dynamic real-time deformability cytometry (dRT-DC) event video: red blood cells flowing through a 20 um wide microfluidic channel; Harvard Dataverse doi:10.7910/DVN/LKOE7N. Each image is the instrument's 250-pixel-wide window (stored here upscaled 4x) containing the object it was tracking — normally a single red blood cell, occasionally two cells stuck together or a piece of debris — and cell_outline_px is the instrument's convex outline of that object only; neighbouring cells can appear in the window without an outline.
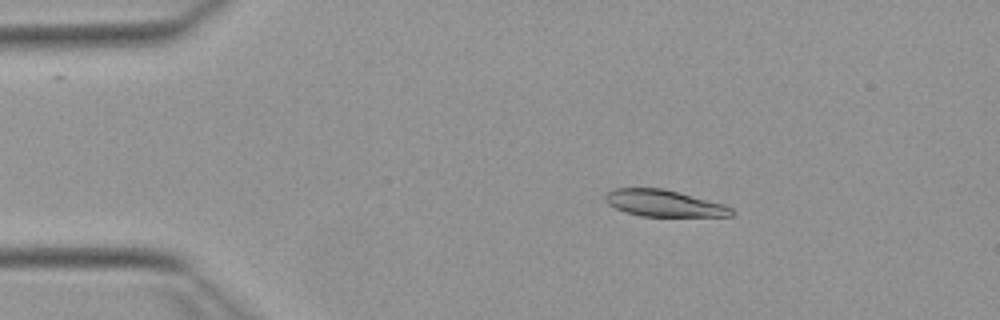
{"species": "Egyptian fruit bat (a non-hibernating species)", "species_latin": "Rousettus aegyptiacus", "temperature_condition": "warm", "stored_images_in_passage": 52, "camera_frame_rate_fps": 3000, "um_per_image_px": 0.085, "animal": {"sex": "female"}, "frame": {"image": 1, "passage_image": 9, "time_ms": 2.667, "image_size_px": [1000, 320], "cell_outline_px": [[736, 212], [732, 216], [640, 216], [616, 208], [608, 204], [604, 200], [604, 196], [612, 188], [664, 188], [724, 204], [732, 208]], "centroid_in_image_um": [56.44, 17.27], "position_along_channel_um": 28.6, "area_um2": 19.59}}
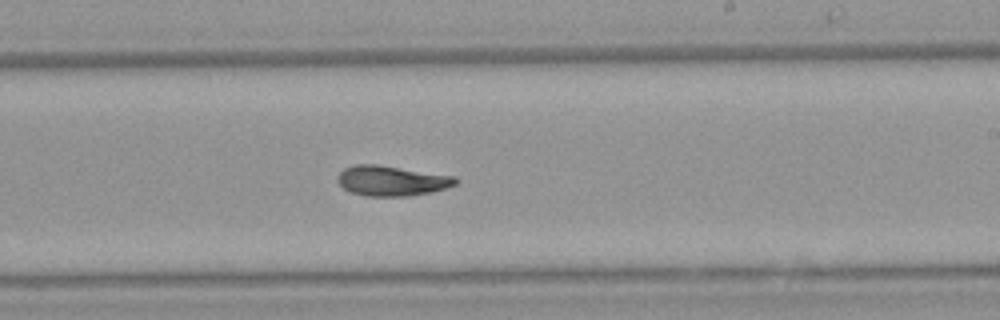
{"frame": {"image": 2, "passage_image": 31, "time_ms": 10.0, "image_size_px": [1000, 320], "cell_outline_px": [[460, 180], [456, 184], [432, 192], [404, 196], [364, 196], [352, 192], [344, 188], [336, 180], [336, 176], [344, 168], [356, 164], [376, 164], [456, 176]], "centroid_in_image_um": [33.29, 15.36], "position_along_channel_um": 255.7, "area_um2": 20.75}}
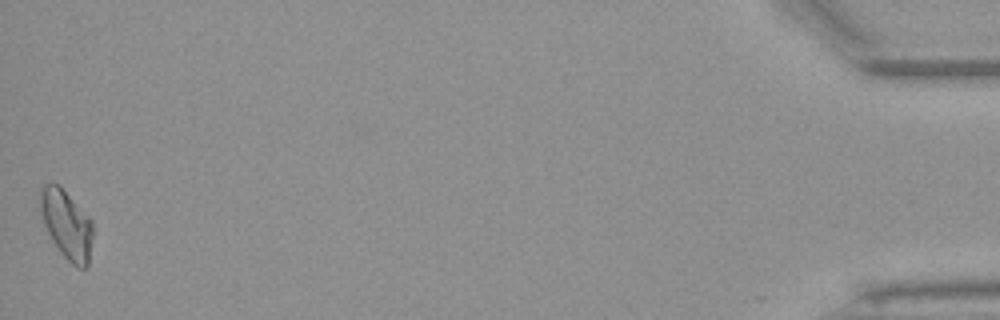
{"frame": {"image": 3, "passage_image": 52, "time_ms": 17.0, "image_size_px": [1000, 320], "cell_outline_px": [[92, 236], [88, 268], [76, 268], [60, 252], [52, 240], [44, 224], [36, 200], [40, 188], [44, 184], [60, 184], [92, 220]], "centroid_in_image_um": [5.62, 19.04], "position_along_channel_um": 429.6, "area_um2": 21.5}, "authors_computed_cell_mechanics": {"area_um2": 20.519, "velocity_mm_per_s": 3.8835, "shape_relaxation_time_tau1_ms": 9.2099, "shape_relaxation_time_tau2_ms": 3.5088, "deformation_change_tau1": 0.249, "deformation_change_tau2": 0.0896}}